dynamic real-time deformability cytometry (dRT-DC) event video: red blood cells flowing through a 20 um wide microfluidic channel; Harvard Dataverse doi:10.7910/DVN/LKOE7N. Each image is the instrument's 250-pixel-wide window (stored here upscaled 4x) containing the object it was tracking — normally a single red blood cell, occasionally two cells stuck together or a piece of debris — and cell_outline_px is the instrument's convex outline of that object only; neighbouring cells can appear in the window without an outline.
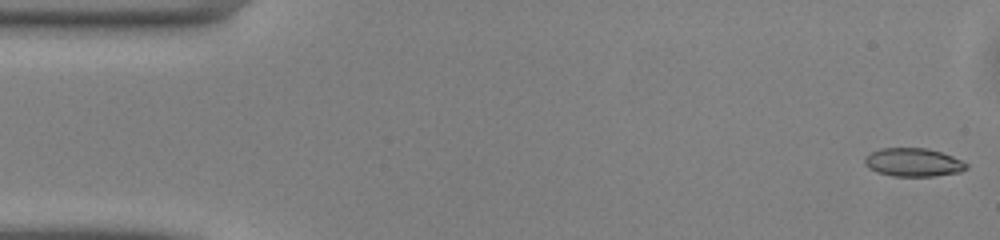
{"species": "common noctule bat (a hibernating species)", "species_latin": "Nyctalus noctula", "temperature_condition": "warm", "stored_images_in_passage": 49, "camera_frame_rate_fps": 3000, "um_per_image_px": 0.085, "animal": {"sex": "male", "body_mass_g": 13.0, "forearm_length_mm": 53.1}, "frame": {"image": 1, "passage_image": 1, "time_ms": 0.0, "image_size_px": [1000, 240], "cell_outline_px": [[968, 168], [960, 172], [936, 176], [892, 176], [876, 172], [868, 168], [864, 164], [864, 156], [880, 148], [928, 148], [952, 156], [968, 164]], "centroid_in_image_um": [77.6, 13.8], "position_along_channel_um": 7.4, "area_um2": 16.94}}
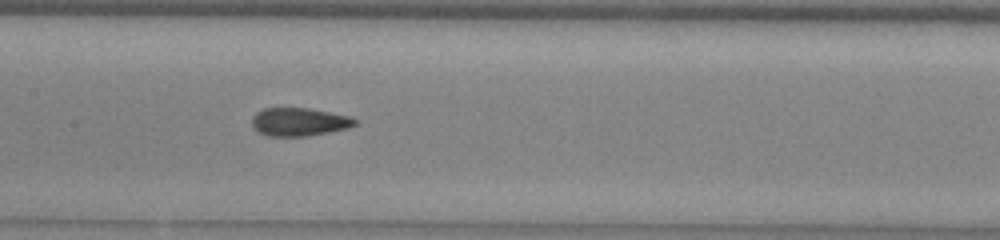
{"frame": {"image": 2, "passage_image": 23, "time_ms": 7.333, "image_size_px": [1000, 240], "cell_outline_px": [[356, 124], [348, 128], [328, 132], [304, 136], [268, 136], [256, 132], [252, 128], [252, 116], [256, 112], [264, 108], [308, 108], [352, 116], [356, 120]], "centroid_in_image_um": [25.39, 10.36], "position_along_channel_um": 182.0, "area_um2": 17.05}}
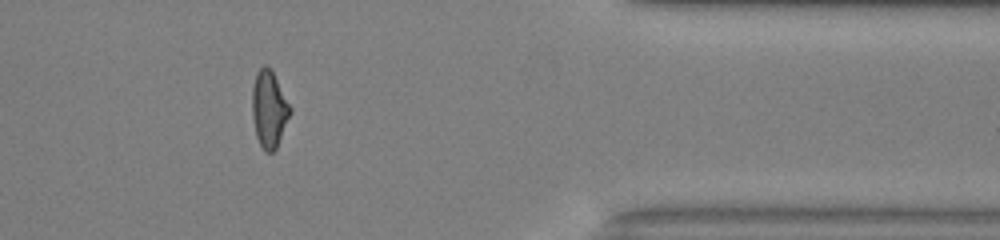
{"frame": {"image": 3, "passage_image": 40, "time_ms": 13.0, "image_size_px": [1000, 240], "cell_outline_px": [[292, 112], [276, 148], [272, 152], [264, 152], [256, 136], [252, 116], [252, 88], [256, 72], [264, 64], [272, 68], [292, 108]], "centroid_in_image_um": [22.88, 9.24], "position_along_channel_um": 388.5, "area_um2": 17.34}, "authors_computed_cell_mechanics": {"area_um2": 16.9932, "velocity_mm_per_s": 4.1176, "shape_relaxation_time_tau1_ms": null, "shape_relaxation_time_tau2_ms": 1.6197, "deformation_change_tau1": null, "deformation_change_tau2": 0.0877}}